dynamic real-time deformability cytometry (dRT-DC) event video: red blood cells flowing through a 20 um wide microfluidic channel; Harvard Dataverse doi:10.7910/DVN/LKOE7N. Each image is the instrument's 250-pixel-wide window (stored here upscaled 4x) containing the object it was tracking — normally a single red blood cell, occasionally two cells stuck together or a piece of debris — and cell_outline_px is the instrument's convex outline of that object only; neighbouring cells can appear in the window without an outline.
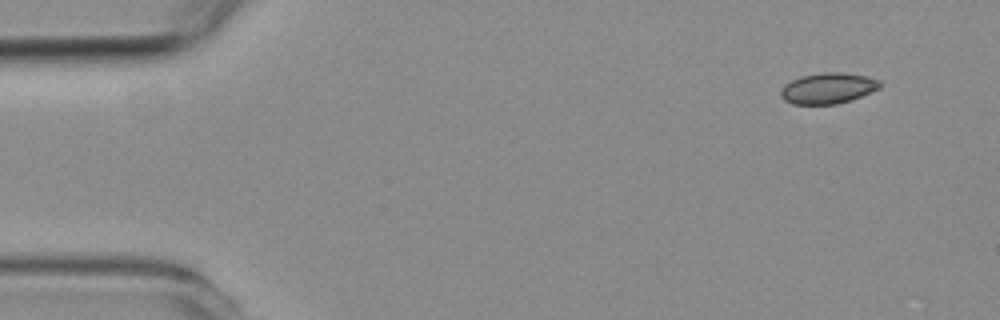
{"species": "common noctule bat (a hibernating species)", "species_latin": "Nyctalus noctula", "temperature_condition": "room temperature", "stored_images_in_passage": 4, "camera_frame_rate_fps": 3000, "um_per_image_px": 0.085, "animal": {"sex": "female", "body_mass_g": 19.3, "forearm_length_mm": 54.1}, "frame": {"image": 1, "passage_image": 1, "time_ms": 0.0, "image_size_px": [1000, 320], "cell_outline_px": [[880, 88], [852, 100], [836, 104], [792, 104], [784, 100], [780, 96], [780, 92], [784, 84], [800, 76], [824, 72], [836, 72], [868, 76], [880, 80]], "centroid_in_image_um": [70.37, 7.5], "position_along_channel_um": 14.6, "area_um2": 17.86}}
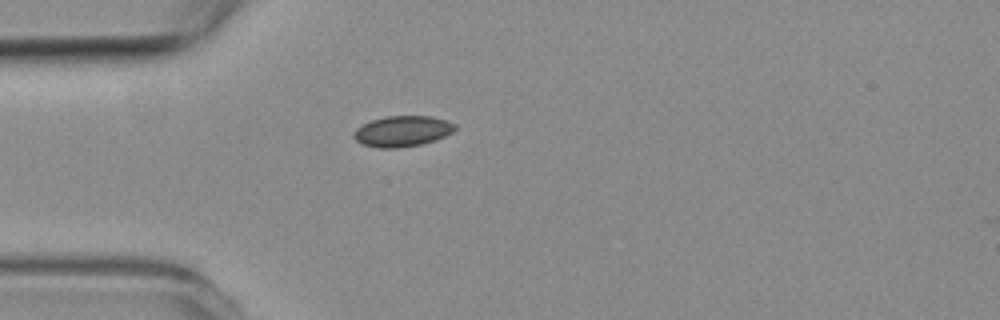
{"frame": {"image": 2, "passage_image": 4, "time_ms": 3.333, "image_size_px": [1000, 320], "cell_outline_px": [[456, 128], [452, 132], [436, 140], [420, 144], [400, 148], [376, 148], [360, 144], [352, 136], [356, 128], [372, 120], [388, 116], [432, 116], [456, 124]], "centroid_in_image_um": [34.18, 11.16], "position_along_channel_um": 50.8, "area_um2": 18.15}}